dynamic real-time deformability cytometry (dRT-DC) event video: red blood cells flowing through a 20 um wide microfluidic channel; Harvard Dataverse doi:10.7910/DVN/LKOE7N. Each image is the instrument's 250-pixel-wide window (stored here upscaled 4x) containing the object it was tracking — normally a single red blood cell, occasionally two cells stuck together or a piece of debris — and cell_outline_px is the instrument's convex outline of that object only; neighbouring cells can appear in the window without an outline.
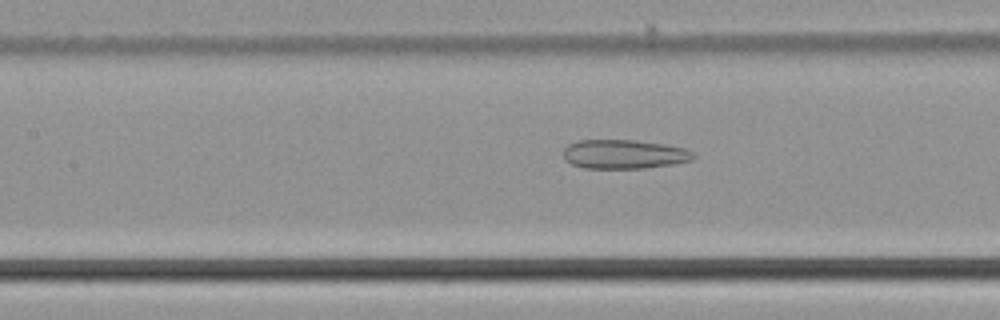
{"species": "common noctule bat (a hibernating species)", "species_latin": "Nyctalus noctula", "temperature_condition": "cold", "stored_images_in_passage": 50, "camera_frame_rate_fps": 3000, "um_per_image_px": 0.085, "animal": {"sex": "male", "body_mass_g": 21.5, "forearm_length_mm": 52.0}, "frame": {"image": 1, "passage_image": 25, "time_ms": 8.0, "image_size_px": [1000, 320], "cell_outline_px": [[696, 156], [692, 160], [672, 164], [644, 168], [584, 168], [572, 164], [564, 160], [564, 148], [568, 144], [580, 140], [636, 140], [664, 144], [684, 148], [692, 152]], "centroid_in_image_um": [53.03, 13.1], "position_along_channel_um": 154.4, "area_um2": 22.02}}
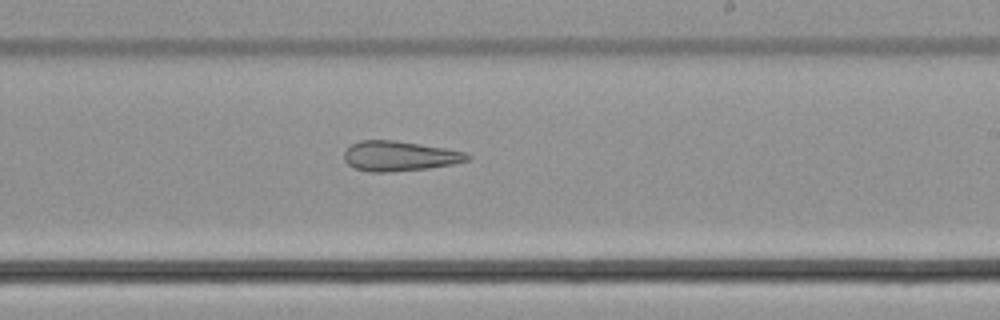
{"frame": {"image": 2, "passage_image": 33, "time_ms": 10.667, "image_size_px": [1000, 320], "cell_outline_px": [[472, 156], [468, 160], [452, 164], [428, 168], [384, 172], [368, 172], [356, 168], [348, 164], [344, 160], [344, 152], [352, 144], [360, 140], [392, 140], [420, 144], [444, 148], [464, 152]], "centroid_in_image_um": [33.93, 13.26], "position_along_channel_um": 255.1, "area_um2": 21.27}}
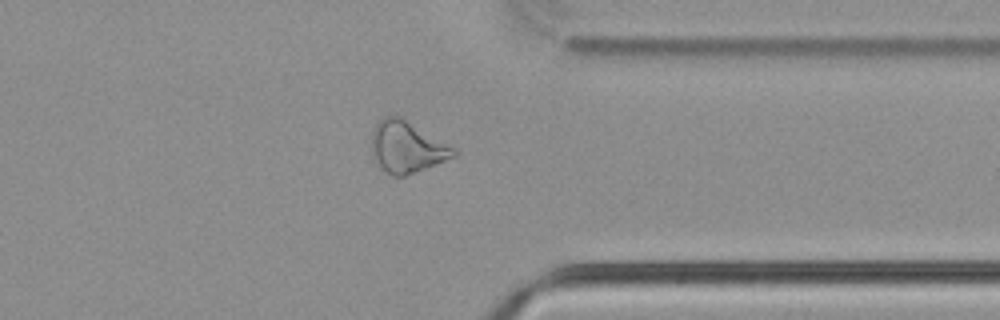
{"frame": {"image": 3, "passage_image": 43, "time_ms": 14.0, "image_size_px": [1000, 320], "cell_outline_px": [[456, 156], [404, 176], [392, 176], [372, 156], [372, 132], [376, 124], [384, 116], [400, 116], [452, 148], [456, 152]], "centroid_in_image_um": [34.53, 12.49], "position_along_channel_um": 376.9, "area_um2": 23.64}, "authors_computed_cell_mechanics": {"area_um2": 25.1141, "velocity_mm_per_s": 3.789, "shape_relaxation_time_tau1_ms": null, "shape_relaxation_time_tau2_ms": 8.0808, "deformation_change_tau1": null, "deformation_change_tau2": 0.2129}}